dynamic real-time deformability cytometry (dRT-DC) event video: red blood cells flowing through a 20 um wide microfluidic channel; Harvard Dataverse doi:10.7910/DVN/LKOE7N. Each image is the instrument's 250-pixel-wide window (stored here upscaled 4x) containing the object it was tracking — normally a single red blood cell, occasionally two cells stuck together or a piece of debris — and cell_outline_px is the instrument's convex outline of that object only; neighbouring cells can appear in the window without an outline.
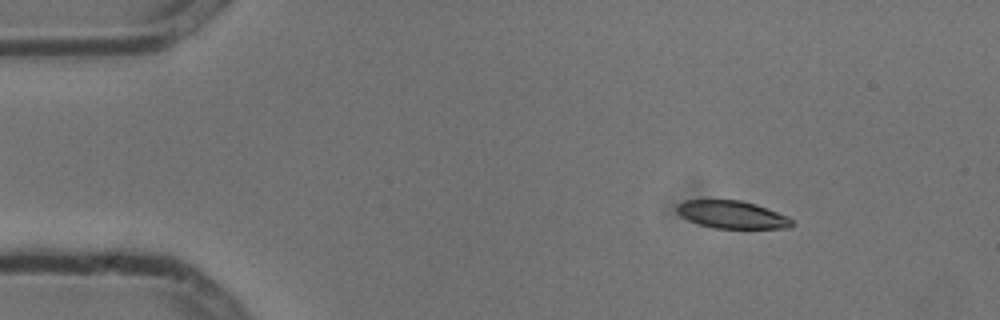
{"species": "common noctule bat (a hibernating species)", "species_latin": "Nyctalus noctula", "temperature_condition": "cold", "stored_images_in_passage": 4, "camera_frame_rate_fps": 3000, "um_per_image_px": 0.085, "animal": {"sex": "male", "body_mass_g": 13.3}, "frame": {"image": 1, "passage_image": 2, "time_ms": 0.333, "image_size_px": [1000, 320], "cell_outline_px": [[796, 224], [788, 228], [716, 228], [700, 224], [688, 220], [680, 216], [676, 212], [676, 204], [684, 200], [740, 200], [756, 204], [788, 216]], "centroid_in_image_um": [62.21, 18.24], "position_along_channel_um": 22.8, "area_um2": 18.61}}